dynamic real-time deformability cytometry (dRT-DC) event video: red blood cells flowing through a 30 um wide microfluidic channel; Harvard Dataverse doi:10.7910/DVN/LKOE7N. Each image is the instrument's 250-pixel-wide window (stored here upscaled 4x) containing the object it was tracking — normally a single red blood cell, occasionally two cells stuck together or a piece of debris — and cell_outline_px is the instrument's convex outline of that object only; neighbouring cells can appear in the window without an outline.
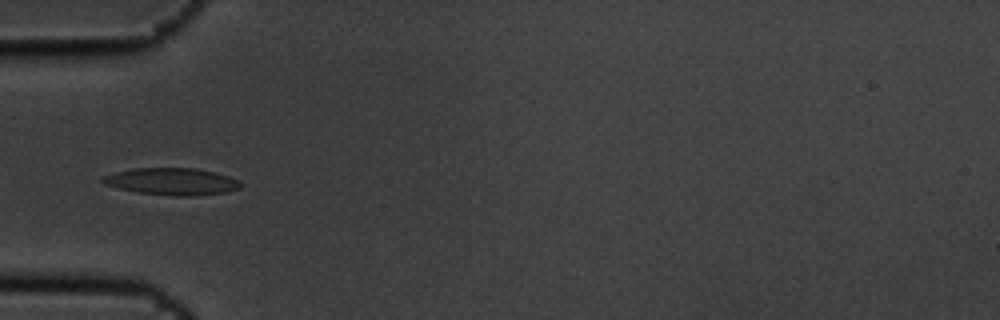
{"species": "common noctule bat (a hibernating species)", "species_latin": "Nyctalus noctula", "temperature_condition": "cold", "stored_images_in_passage": 4, "camera_frame_rate_fps": 3000, "um_per_image_px": 0.085, "animal": {"sex": "male", "body_mass_g": 19.5, "forearm_length_mm": 54.6}, "frame": {"image": 1, "passage_image": 4, "time_ms": 1.0, "image_size_px": [1000, 320], "cell_outline_px": [[240, 188], [224, 192], [196, 196], [176, 196], [136, 192], [104, 184], [100, 180], [100, 176], [132, 168], [196, 168], [216, 172], [240, 180]], "centroid_in_image_um": [14.59, 15.42], "position_along_channel_um": 70.4, "area_um2": 21.79}}